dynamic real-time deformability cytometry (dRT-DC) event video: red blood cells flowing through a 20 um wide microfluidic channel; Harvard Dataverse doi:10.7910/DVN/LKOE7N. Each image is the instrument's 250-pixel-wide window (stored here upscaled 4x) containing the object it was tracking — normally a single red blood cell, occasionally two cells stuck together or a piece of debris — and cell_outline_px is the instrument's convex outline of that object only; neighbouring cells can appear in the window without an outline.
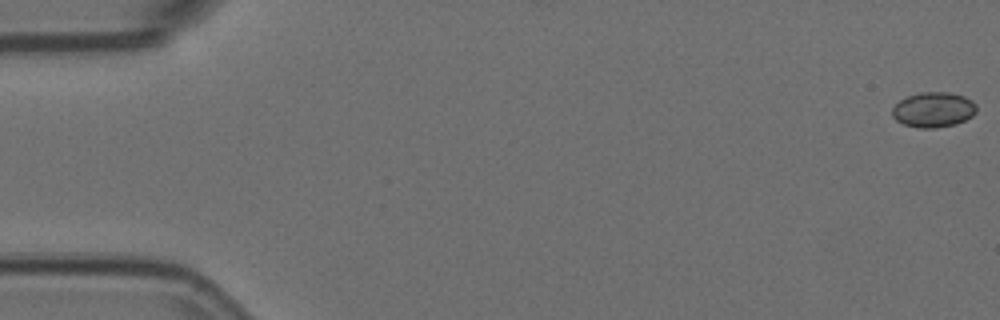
{"species": "Egyptian fruit bat (a non-hibernating species)", "species_latin": "Rousettus aegyptiacus", "temperature_condition": "room temperature", "stored_images_in_passage": 15, "camera_frame_rate_fps": 3000, "um_per_image_px": 0.085, "animal": {"sex": "female"}, "frame": {"image": 1, "passage_image": 1, "time_ms": 0.0, "image_size_px": [1000, 320], "cell_outline_px": [[976, 112], [972, 116], [956, 124], [936, 128], [920, 128], [904, 124], [896, 120], [892, 116], [892, 108], [900, 100], [908, 96], [920, 92], [948, 92], [964, 96], [972, 100], [976, 104]], "centroid_in_image_um": [79.35, 9.32], "position_along_channel_um": 5.7, "area_um2": 17.28}}
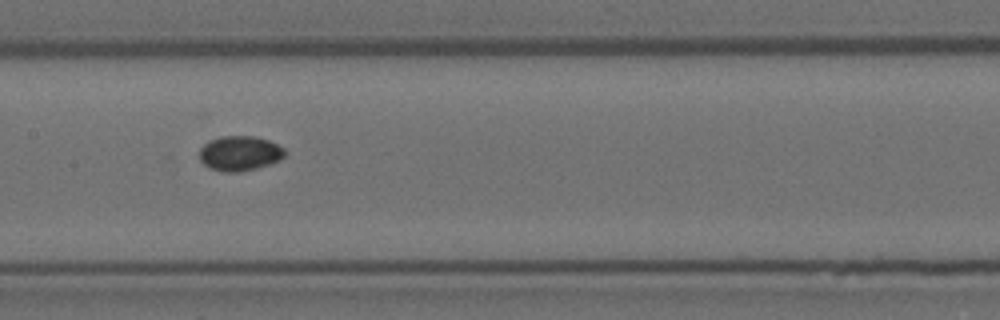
{"frame": {"image": 2, "passage_image": 8, "time_ms": 2.333, "image_size_px": [1000, 320], "cell_outline_px": [[288, 152], [280, 160], [256, 168], [240, 172], [224, 172], [212, 168], [204, 164], [200, 160], [200, 148], [208, 140], [220, 136], [256, 136], [268, 140], [284, 148]], "centroid_in_image_um": [20.39, 13.02], "position_along_channel_um": 187.0, "area_um2": 17.4}}
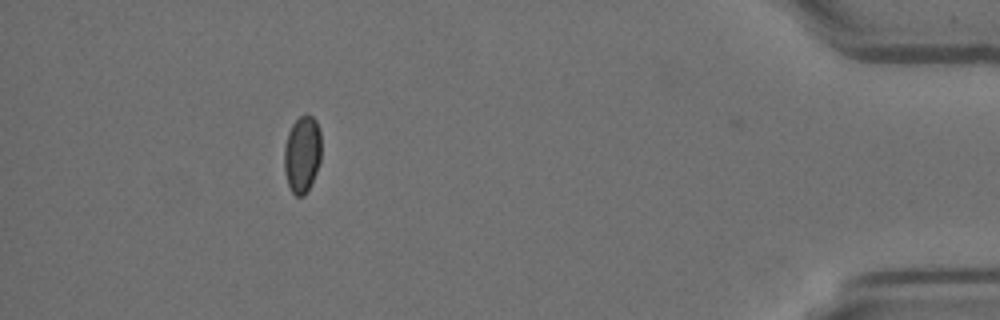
{"frame": {"image": 3, "passage_image": 14, "time_ms": 4.333, "image_size_px": [1000, 320], "cell_outline_px": [[320, 160], [316, 172], [304, 196], [296, 196], [292, 192], [288, 184], [284, 168], [284, 148], [288, 132], [292, 124], [304, 112], [308, 112], [316, 120], [320, 132]], "centroid_in_image_um": [25.68, 13.05], "position_along_channel_um": 409.5, "area_um2": 16.65}}